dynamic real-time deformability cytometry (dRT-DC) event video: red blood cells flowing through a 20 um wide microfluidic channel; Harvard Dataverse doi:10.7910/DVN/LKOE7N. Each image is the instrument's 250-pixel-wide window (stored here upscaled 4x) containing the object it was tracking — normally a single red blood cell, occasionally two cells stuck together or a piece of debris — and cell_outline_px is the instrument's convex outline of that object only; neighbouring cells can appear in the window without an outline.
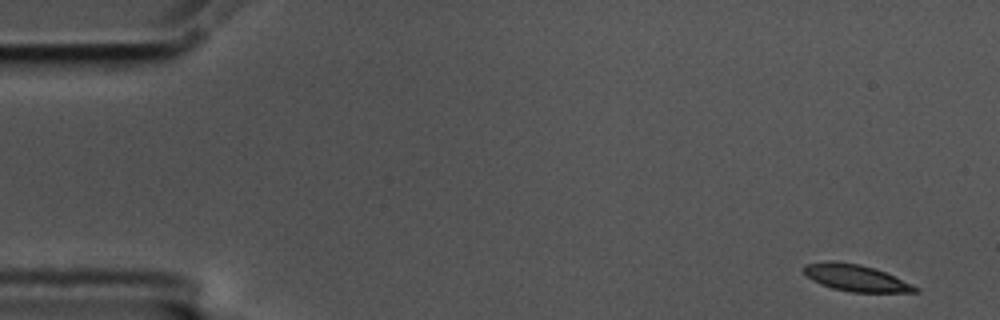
{"species": "common noctule bat (a hibernating species)", "species_latin": "Nyctalus noctula", "temperature_condition": "cold", "stored_images_in_passage": 4, "camera_frame_rate_fps": 3000, "um_per_image_px": 0.085, "animal": {"sex": "male", "body_mass_g": 17.5, "forearm_length_mm": 52.3}, "frame": {"image": 1, "passage_image": 1, "time_ms": 0.0, "image_size_px": [1000, 320], "cell_outline_px": [[920, 292], [852, 292], [832, 288], [820, 284], [812, 280], [804, 272], [804, 264], [828, 260], [832, 260], [860, 264], [884, 272], [912, 284], [920, 288]], "centroid_in_image_um": [72.73, 23.62], "position_along_channel_um": 12.3, "area_um2": 17.22}}
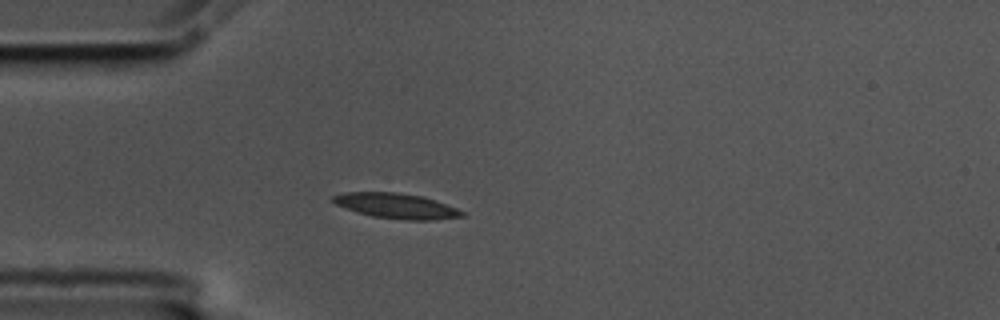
{"frame": {"image": 2, "passage_image": 4, "time_ms": 1.0, "image_size_px": [1000, 320], "cell_outline_px": [[464, 216], [432, 220], [404, 220], [372, 216], [336, 204], [332, 200], [332, 196], [344, 192], [396, 192], [424, 196], [456, 208], [464, 212]], "centroid_in_image_um": [33.71, 17.49], "position_along_channel_um": 51.3, "area_um2": 18.73}}